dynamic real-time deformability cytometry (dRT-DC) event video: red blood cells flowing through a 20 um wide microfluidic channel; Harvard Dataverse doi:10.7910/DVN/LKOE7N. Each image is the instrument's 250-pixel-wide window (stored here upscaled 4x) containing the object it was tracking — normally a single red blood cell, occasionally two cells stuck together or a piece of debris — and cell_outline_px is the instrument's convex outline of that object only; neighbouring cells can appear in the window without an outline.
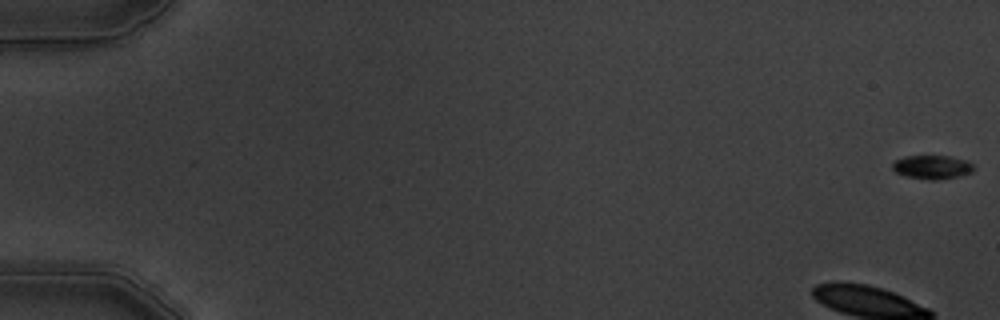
{"species": "common noctule bat (a hibernating species)", "species_latin": "Nyctalus noctula", "temperature_condition": "warm", "stored_images_in_passage": 9, "camera_frame_rate_fps": 3000, "um_per_image_px": 0.085, "animal": {"sex": "male", "body_mass_g": 19.5, "forearm_length_mm": 54.6}, "frame": {"image": 1, "passage_image": 1, "time_ms": 0.0, "image_size_px": [1000, 320], "cell_outline_px": [[976, 168], [972, 172], [960, 176], [936, 180], [928, 180], [908, 176], [896, 172], [892, 168], [892, 164], [896, 160], [904, 156], [948, 156], [968, 160]], "centroid_in_image_um": [79.27, 14.2], "position_along_channel_um": 5.7, "area_um2": 11.27}}